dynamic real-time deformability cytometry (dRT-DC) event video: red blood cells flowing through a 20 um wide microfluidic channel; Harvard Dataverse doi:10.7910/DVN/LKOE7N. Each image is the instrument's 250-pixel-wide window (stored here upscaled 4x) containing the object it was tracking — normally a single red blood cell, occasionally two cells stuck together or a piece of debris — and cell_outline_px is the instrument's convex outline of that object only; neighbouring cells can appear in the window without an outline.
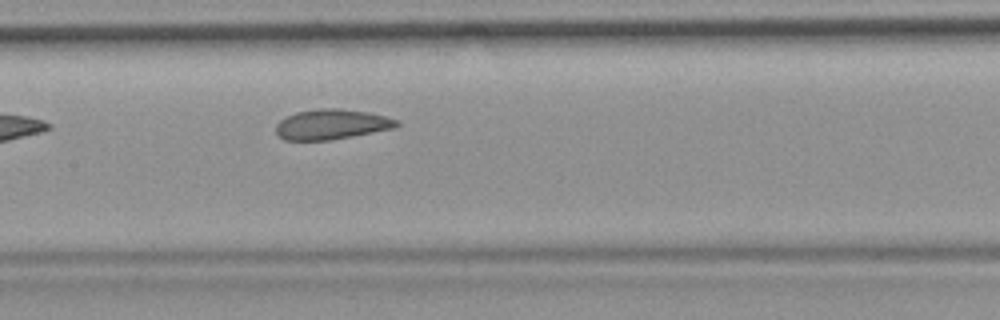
{"species": "common noctule bat (a hibernating species)", "species_latin": "Nyctalus noctula", "temperature_condition": "room temperature", "stored_images_in_passage": 10, "camera_frame_rate_fps": 3000, "um_per_image_px": 0.085, "animal": {"sex": "female", "body_mass_g": 19.9}, "frame": {"image": 1, "passage_image": 9, "time_ms": 2.667, "image_size_px": [1000, 320], "cell_outline_px": [[400, 124], [396, 128], [352, 136], [328, 140], [284, 140], [276, 132], [276, 124], [284, 116], [296, 112], [320, 108], [340, 108], [368, 112], [400, 120]], "centroid_in_image_um": [28.19, 10.56], "position_along_channel_um": 179.2, "area_um2": 21.33}}